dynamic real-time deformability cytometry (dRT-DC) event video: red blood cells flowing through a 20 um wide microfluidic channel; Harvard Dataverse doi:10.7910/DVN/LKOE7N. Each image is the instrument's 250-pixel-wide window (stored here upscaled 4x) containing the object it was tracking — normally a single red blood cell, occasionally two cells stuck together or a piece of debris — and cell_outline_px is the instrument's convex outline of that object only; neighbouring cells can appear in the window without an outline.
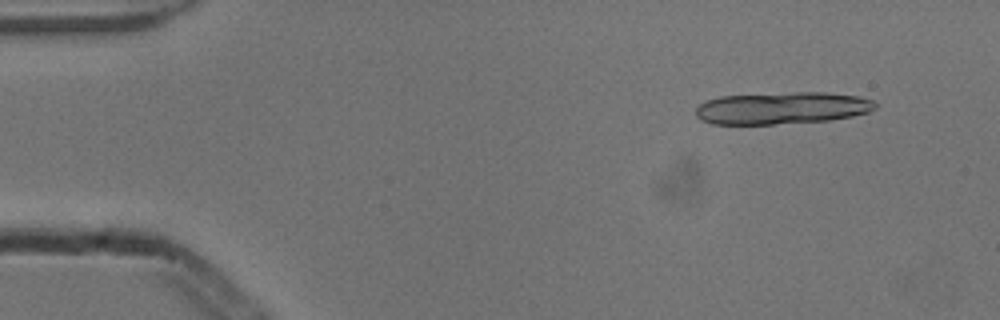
{"species": "common noctule bat (a hibernating species)", "species_latin": "Nyctalus noctula", "temperature_condition": "cold", "stored_images_in_passage": 16, "camera_frame_rate_fps": 3000, "um_per_image_px": 0.085, "animal": {"sex": "male", "body_mass_g": 13.3}, "frame": {"image": 1, "passage_image": 3, "time_ms": 0.667, "image_size_px": [1000, 320], "cell_outline_px": [[876, 108], [868, 112], [852, 116], [828, 120], [772, 124], [712, 124], [700, 120], [696, 116], [696, 108], [704, 100], [720, 96], [796, 92], [824, 92], [860, 96], [872, 100], [876, 104]], "centroid_in_image_um": [66.44, 9.18], "position_along_channel_um": 18.6, "area_um2": 33.64}}